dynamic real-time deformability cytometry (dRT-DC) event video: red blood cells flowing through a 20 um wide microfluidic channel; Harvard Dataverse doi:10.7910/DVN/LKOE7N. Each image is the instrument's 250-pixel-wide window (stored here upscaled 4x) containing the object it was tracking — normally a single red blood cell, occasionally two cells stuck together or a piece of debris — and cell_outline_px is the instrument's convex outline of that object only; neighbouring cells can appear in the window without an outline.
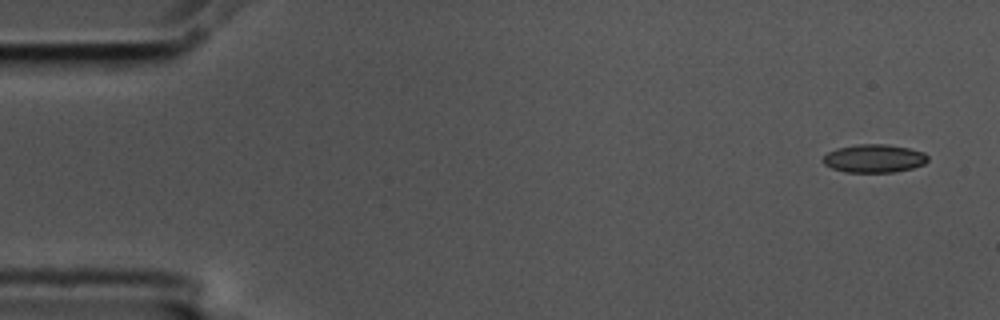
{"species": "common noctule bat (a hibernating species)", "species_latin": "Nyctalus noctula", "temperature_condition": "cold", "stored_images_in_passage": 9, "camera_frame_rate_fps": 3000, "um_per_image_px": 0.085, "animal": {"sex": "male", "body_mass_g": 17.5, "forearm_length_mm": 52.3}, "frame": {"image": 1, "passage_image": 1, "time_ms": 0.0, "image_size_px": [1000, 320], "cell_outline_px": [[928, 160], [924, 164], [912, 168], [892, 172], [844, 172], [832, 168], [824, 164], [820, 160], [828, 152], [836, 148], [856, 144], [888, 144], [908, 148], [924, 152], [928, 156]], "centroid_in_image_um": [74.27, 13.46], "position_along_channel_um": 10.7, "area_um2": 17.34}}
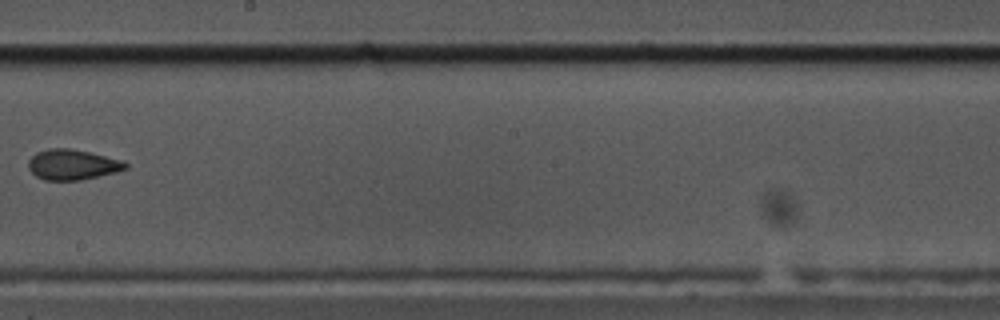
{"frame": {"image": 2, "passage_image": 8, "time_ms": 2.333, "image_size_px": [1000, 320], "cell_outline_px": [[128, 168], [116, 172], [80, 180], [44, 180], [36, 176], [28, 168], [28, 160], [36, 152], [48, 148], [72, 148], [124, 160], [128, 164]], "centroid_in_image_um": [6.16, 13.98], "position_along_channel_um": 242.0, "area_um2": 17.34}}
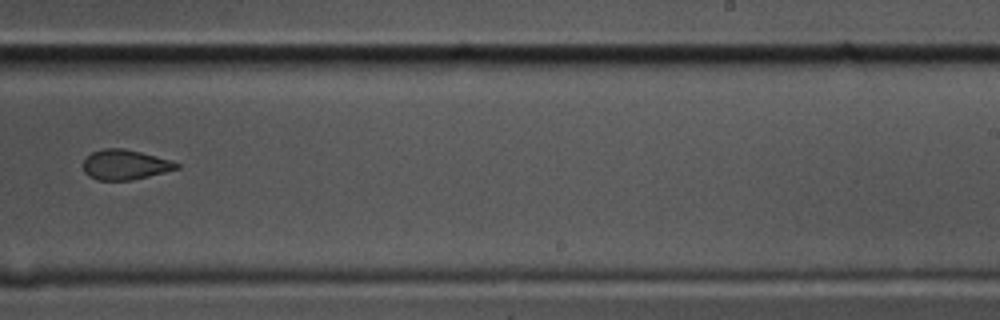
{"frame": {"image": 3, "passage_image": 9, "time_ms": 2.667, "image_size_px": [1000, 320], "cell_outline_px": [[180, 168], [132, 180], [96, 180], [88, 176], [84, 172], [84, 160], [92, 152], [104, 148], [124, 148], [156, 156], [180, 164]], "centroid_in_image_um": [10.61, 14.0], "position_along_channel_um": 278.4, "area_um2": 16.18}}